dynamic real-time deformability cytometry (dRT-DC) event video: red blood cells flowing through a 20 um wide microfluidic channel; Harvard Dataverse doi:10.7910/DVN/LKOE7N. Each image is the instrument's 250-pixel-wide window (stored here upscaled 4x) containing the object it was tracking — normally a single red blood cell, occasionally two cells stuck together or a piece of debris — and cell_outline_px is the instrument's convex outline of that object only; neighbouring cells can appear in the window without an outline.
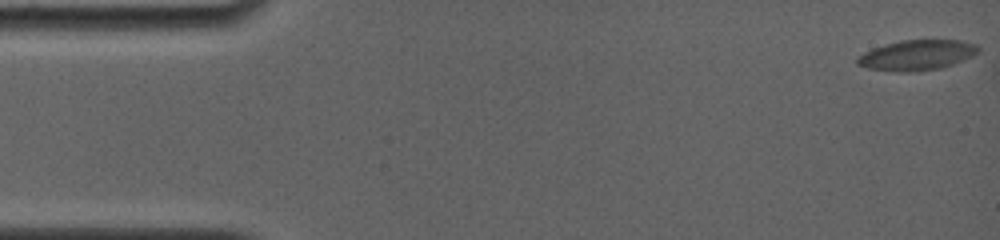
{"species": "common noctule bat (a hibernating species)", "species_latin": "Nyctalus noctula", "temperature_condition": "room temperature", "stored_images_in_passage": 66, "camera_frame_rate_fps": 4000, "um_per_image_px": 0.085, "animal": {"sex": "female", "body_mass_g": 19.0, "forearm_length_mm": 56.7}, "frame": {"image": 1, "passage_image": 1, "time_ms": 0.0, "image_size_px": [1000, 240], "cell_outline_px": [[980, 48], [976, 52], [960, 60], [936, 68], [868, 68], [856, 64], [856, 60], [864, 52], [872, 48], [900, 40], [956, 40], [972, 44]], "centroid_in_image_um": [77.88, 4.6], "position_along_channel_um": 7.1, "area_um2": 19.42}}
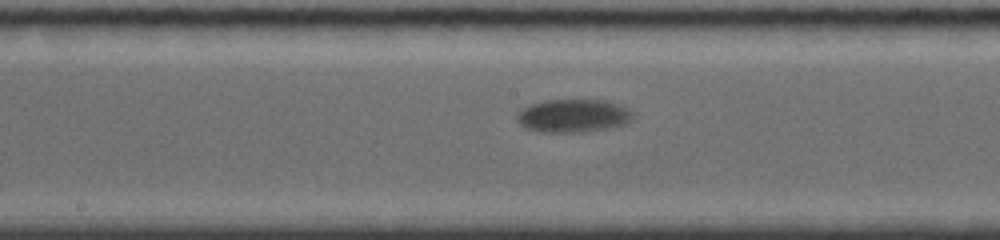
{"frame": {"image": 2, "passage_image": 36, "time_ms": 8.75, "image_size_px": [1000, 240], "cell_outline_px": [[636, 116], [632, 120], [624, 124], [608, 128], [580, 132], [540, 132], [524, 128], [516, 120], [516, 116], [520, 108], [544, 100], [604, 100], [628, 108]], "centroid_in_image_um": [48.69, 9.84], "position_along_channel_um": 199.5, "area_um2": 22.54}}
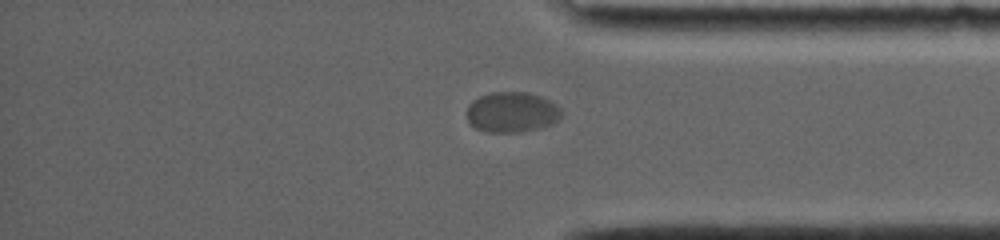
{"frame": {"image": 3, "passage_image": 57, "time_ms": 14.0, "image_size_px": [1000, 240], "cell_outline_px": [[564, 112], [552, 124], [540, 128], [520, 132], [484, 132], [476, 128], [468, 120], [468, 104], [472, 100], [480, 96], [492, 92], [528, 92], [540, 96], [556, 104]], "centroid_in_image_um": [43.52, 9.53], "position_along_channel_um": 391.7, "area_um2": 22.31}}